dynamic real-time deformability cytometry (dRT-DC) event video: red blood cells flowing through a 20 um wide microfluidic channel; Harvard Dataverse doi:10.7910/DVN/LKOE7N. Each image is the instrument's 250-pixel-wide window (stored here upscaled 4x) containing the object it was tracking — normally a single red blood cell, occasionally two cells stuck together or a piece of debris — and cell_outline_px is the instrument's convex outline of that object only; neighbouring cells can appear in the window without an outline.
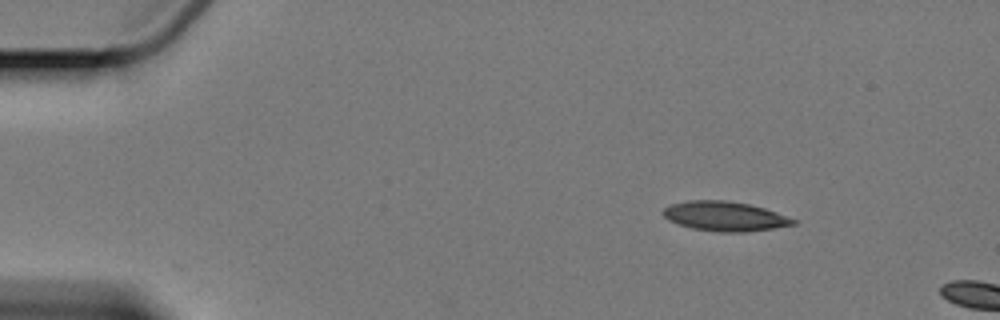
{"species": "Egyptian fruit bat (a non-hibernating species)", "species_latin": "Rousettus aegyptiacus", "temperature_condition": "cold", "stored_images_in_passage": 2, "camera_frame_rate_fps": 3000, "um_per_image_px": 0.085, "animal": {"sex": "female"}, "frame": {"image": 1, "passage_image": 1, "time_ms": 0.0, "image_size_px": [1000, 320], "cell_outline_px": [[800, 220], [796, 224], [772, 228], [744, 232], [720, 232], [692, 228], [668, 220], [664, 216], [664, 208], [668, 204], [688, 200], [728, 200], [748, 204], [764, 208]], "centroid_in_image_um": [61.63, 18.37], "position_along_channel_um": 23.4, "area_um2": 22.43}}